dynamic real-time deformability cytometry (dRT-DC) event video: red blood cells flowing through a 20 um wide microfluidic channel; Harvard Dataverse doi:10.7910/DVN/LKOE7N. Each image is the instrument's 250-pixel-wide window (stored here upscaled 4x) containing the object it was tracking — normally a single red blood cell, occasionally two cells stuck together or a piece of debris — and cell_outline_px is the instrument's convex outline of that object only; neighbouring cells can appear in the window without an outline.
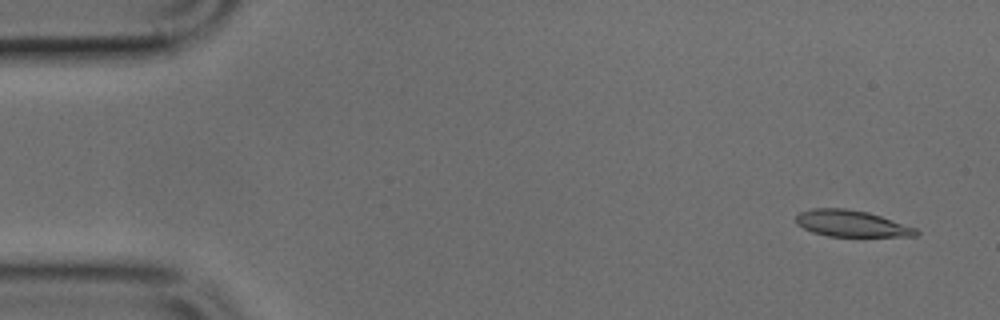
{"species": "common noctule bat (a hibernating species)", "species_latin": "Nyctalus noctula", "temperature_condition": "cold", "stored_images_in_passage": 3, "camera_frame_rate_fps": 3000, "um_per_image_px": 0.085, "animal": {"sex": "male", "body_mass_g": 17.9, "forearm_length_mm": 54.2}, "frame": {"image": 1, "passage_image": 1, "time_ms": 0.0, "image_size_px": [1000, 320], "cell_outline_px": [[920, 232], [916, 236], [828, 236], [812, 232], [796, 224], [796, 216], [800, 212], [812, 208], [844, 208], [868, 212], [916, 228]], "centroid_in_image_um": [72.35, 19.0], "position_along_channel_um": 12.7, "area_um2": 18.38}}
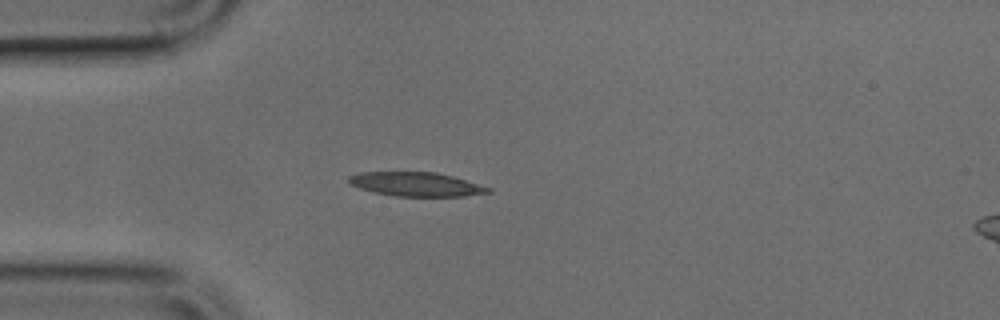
{"frame": {"image": 2, "passage_image": 3, "time_ms": 0.667, "image_size_px": [1000, 320], "cell_outline_px": [[492, 192], [464, 196], [396, 196], [376, 192], [360, 188], [348, 184], [348, 176], [360, 172], [436, 172], [452, 176], [492, 188]], "centroid_in_image_um": [35.37, 15.65], "position_along_channel_um": 49.6, "area_um2": 19.42}}